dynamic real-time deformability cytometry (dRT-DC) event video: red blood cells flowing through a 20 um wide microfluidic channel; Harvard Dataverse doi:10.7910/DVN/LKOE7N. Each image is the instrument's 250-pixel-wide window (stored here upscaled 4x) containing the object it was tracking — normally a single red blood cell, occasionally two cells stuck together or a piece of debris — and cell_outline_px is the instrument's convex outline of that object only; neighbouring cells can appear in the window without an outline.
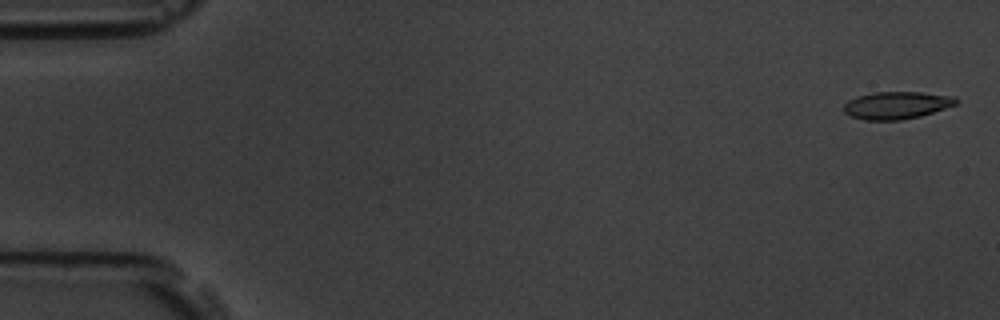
{"species": "common noctule bat (a hibernating species)", "species_latin": "Nyctalus noctula", "temperature_condition": "room temperature", "stored_images_in_passage": 4, "camera_frame_rate_fps": 3000, "um_per_image_px": 0.085, "animal": {"sex": "male", "body_mass_g": 19.5, "forearm_length_mm": 54.6}, "frame": {"image": 1, "passage_image": 1, "time_ms": 0.0, "image_size_px": [1000, 320], "cell_outline_px": [[960, 100], [956, 104], [920, 116], [900, 120], [864, 120], [852, 116], [844, 112], [844, 104], [848, 100], [856, 96], [872, 92], [920, 92], [956, 96]], "centroid_in_image_um": [76.21, 8.93], "position_along_channel_um": 8.8, "area_um2": 17.98}}
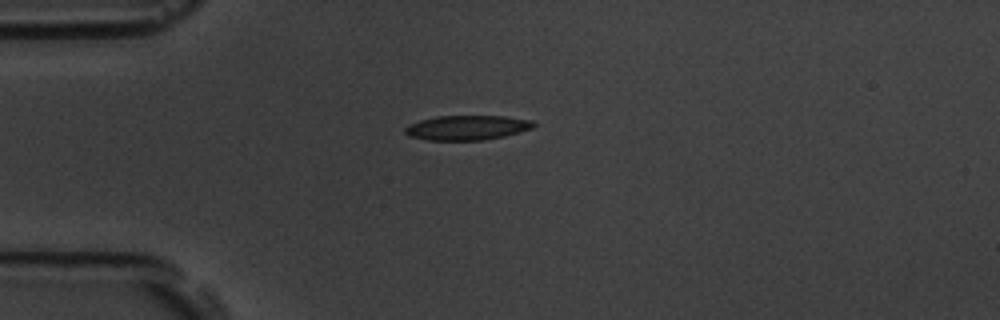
{"frame": {"image": 2, "passage_image": 4, "time_ms": 4.333, "image_size_px": [1000, 320], "cell_outline_px": [[536, 124], [532, 128], [520, 132], [504, 136], [480, 140], [428, 140], [408, 136], [404, 132], [404, 128], [408, 124], [420, 120], [436, 116], [504, 116], [532, 120]], "centroid_in_image_um": [39.67, 10.85], "position_along_channel_um": 45.3, "area_um2": 18.5}}